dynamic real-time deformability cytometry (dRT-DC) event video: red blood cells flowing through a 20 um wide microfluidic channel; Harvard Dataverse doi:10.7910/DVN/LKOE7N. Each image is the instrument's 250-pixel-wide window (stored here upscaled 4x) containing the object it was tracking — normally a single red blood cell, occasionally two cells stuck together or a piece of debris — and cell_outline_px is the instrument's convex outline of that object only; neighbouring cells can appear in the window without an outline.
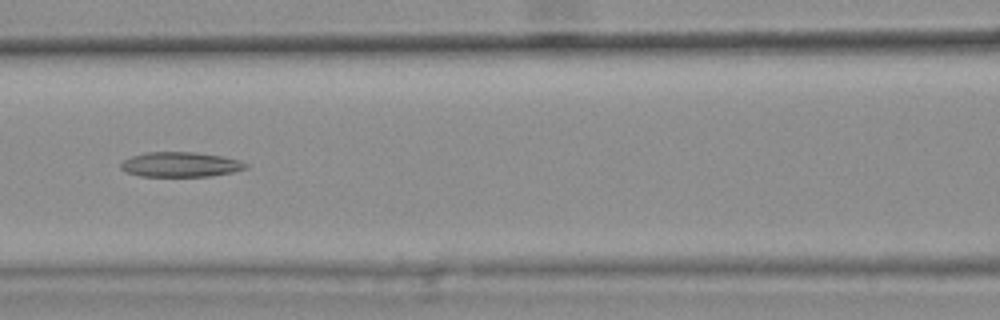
{"species": "common noctule bat (a hibernating species)", "species_latin": "Nyctalus noctula", "temperature_condition": "warm", "stored_images_in_passage": 9, "camera_frame_rate_fps": 3000, "um_per_image_px": 0.085, "animal": {"sex": "female", "body_mass_g": 25.1}, "frame": {"image": 1, "passage_image": 7, "time_ms": 2.0, "image_size_px": [1000, 320], "cell_outline_px": [[248, 168], [232, 172], [208, 176], [140, 176], [124, 172], [120, 168], [120, 164], [124, 160], [132, 156], [144, 152], [196, 152], [224, 156], [240, 160], [248, 164]], "centroid_in_image_um": [15.34, 13.98], "position_along_channel_um": 151.3, "area_um2": 18.26}}